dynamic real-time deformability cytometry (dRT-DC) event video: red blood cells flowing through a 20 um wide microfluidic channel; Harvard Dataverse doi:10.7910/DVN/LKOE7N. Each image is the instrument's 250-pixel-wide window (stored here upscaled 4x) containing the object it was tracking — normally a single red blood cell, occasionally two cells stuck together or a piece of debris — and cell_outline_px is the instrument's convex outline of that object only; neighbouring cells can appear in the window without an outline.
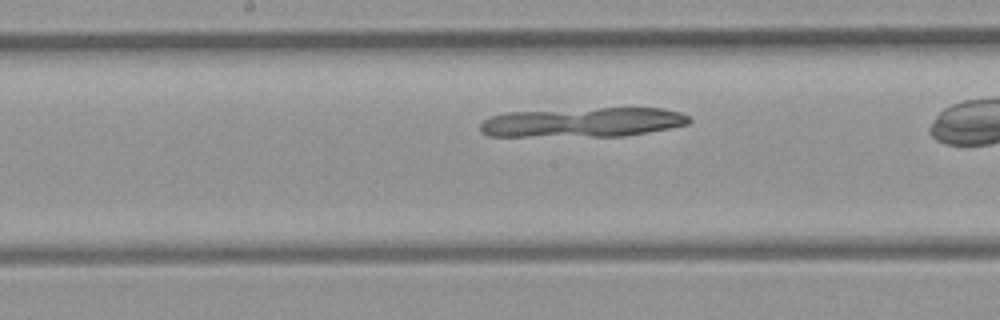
{"species": "common noctule bat (a hibernating species)", "species_latin": "Nyctalus noctula", "temperature_condition": "room temperature", "stored_images_in_passage": 20, "camera_frame_rate_fps": 3000, "um_per_image_px": 0.085, "animal": {"sex": "female", "body_mass_g": 21.9}, "frame": {"image": 1, "passage_image": 9, "time_ms": 2.667, "image_size_px": [1000, 320], "cell_outline_px": [[692, 120], [688, 124], [668, 128], [624, 136], [488, 136], [480, 132], [480, 124], [484, 120], [492, 116], [508, 112], [600, 108], [664, 108], [680, 112], [688, 116]], "centroid_in_image_um": [49.54, 10.39], "position_along_channel_um": 198.7, "area_um2": 35.78}}